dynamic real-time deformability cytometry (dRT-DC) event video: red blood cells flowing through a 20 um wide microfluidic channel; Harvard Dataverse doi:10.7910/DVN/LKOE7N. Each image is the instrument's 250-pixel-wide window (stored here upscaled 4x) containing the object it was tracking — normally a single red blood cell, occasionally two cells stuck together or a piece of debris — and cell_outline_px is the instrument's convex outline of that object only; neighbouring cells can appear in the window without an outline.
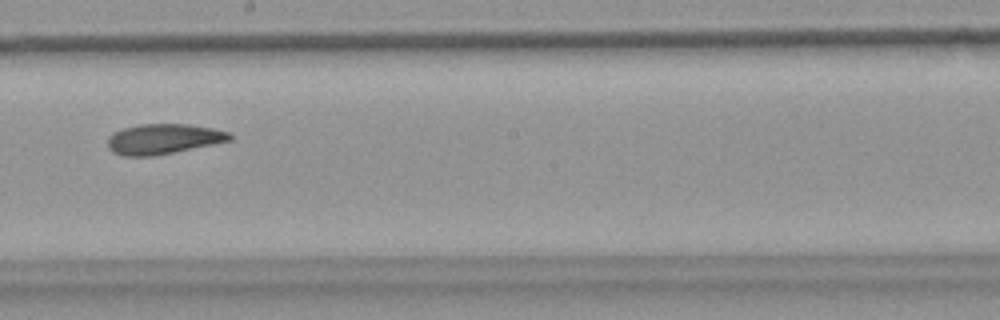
{"species": "common noctule bat (a hibernating species)", "species_latin": "Nyctalus noctula", "temperature_condition": "warm", "stored_images_in_passage": 8, "camera_frame_rate_fps": 3000, "um_per_image_px": 0.085, "animal": {"sex": "female", "body_mass_g": 18.4}, "frame": {"image": 1, "passage_image": 8, "time_ms": 2.333, "image_size_px": [1000, 320], "cell_outline_px": [[232, 140], [152, 156], [124, 156], [112, 152], [108, 148], [108, 136], [124, 128], [140, 124], [188, 124], [212, 128], [228, 132], [232, 136]], "centroid_in_image_um": [13.86, 11.81], "position_along_channel_um": 234.3, "area_um2": 21.21}}